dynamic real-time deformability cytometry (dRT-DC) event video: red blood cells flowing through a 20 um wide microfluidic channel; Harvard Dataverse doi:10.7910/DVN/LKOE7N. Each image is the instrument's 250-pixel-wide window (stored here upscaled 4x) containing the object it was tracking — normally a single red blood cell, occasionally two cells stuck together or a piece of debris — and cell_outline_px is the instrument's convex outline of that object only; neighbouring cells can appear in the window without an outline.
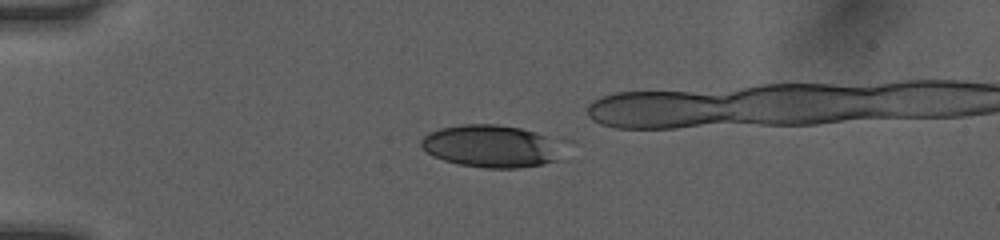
{"species": "human", "species_latin": "Homo sapiens", "temperature_condition": "room temperature", "stored_images_in_passage": 30, "camera_frame_rate_fps": 3000, "um_per_image_px": 0.085, "donor": {"sex": "female"}, "frame": {"image": 1, "passage_image": 1, "time_ms": 0.0, "image_size_px": [1000, 240], "cell_outline_px": [[556, 160], [544, 164], [516, 168], [488, 168], [460, 164], [444, 160], [428, 152], [420, 144], [420, 140], [424, 136], [440, 128], [464, 124], [496, 124], [520, 128], [536, 132], [548, 136]], "centroid_in_image_um": [41.6, 12.41], "position_along_channel_um": 43.4, "area_um2": 33.7}}
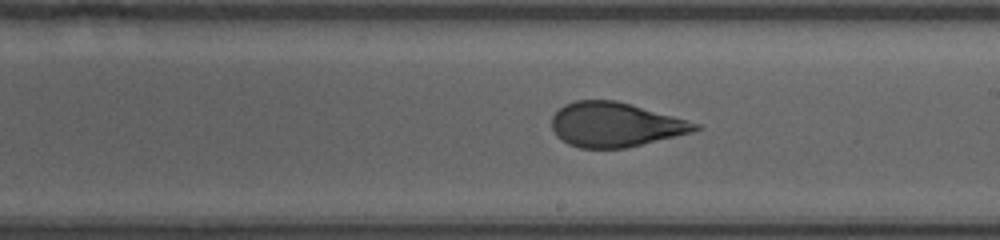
{"frame": {"image": 2, "passage_image": 18, "time_ms": 5.667, "image_size_px": [1000, 240], "cell_outline_px": [[704, 128], [692, 132], [624, 148], [580, 148], [568, 144], [560, 140], [556, 136], [552, 128], [552, 116], [564, 104], [576, 100], [616, 100], [700, 124]], "centroid_in_image_um": [52.25, 10.6], "position_along_channel_um": 236.7, "area_um2": 36.88}}
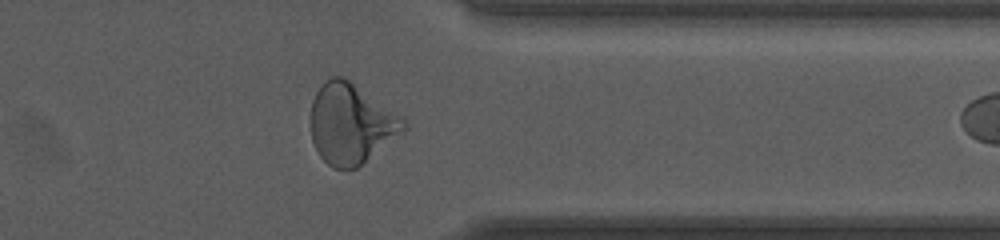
{"frame": {"image": 3, "passage_image": 29, "time_ms": 9.333, "image_size_px": [1000, 240], "cell_outline_px": [[408, 128], [404, 132], [356, 168], [332, 168], [320, 156], [312, 140], [312, 100], [316, 92], [324, 80], [332, 76], [344, 76], [408, 120]], "centroid_in_image_um": [29.87, 10.49], "position_along_channel_um": 381.5, "area_um2": 43.35}}